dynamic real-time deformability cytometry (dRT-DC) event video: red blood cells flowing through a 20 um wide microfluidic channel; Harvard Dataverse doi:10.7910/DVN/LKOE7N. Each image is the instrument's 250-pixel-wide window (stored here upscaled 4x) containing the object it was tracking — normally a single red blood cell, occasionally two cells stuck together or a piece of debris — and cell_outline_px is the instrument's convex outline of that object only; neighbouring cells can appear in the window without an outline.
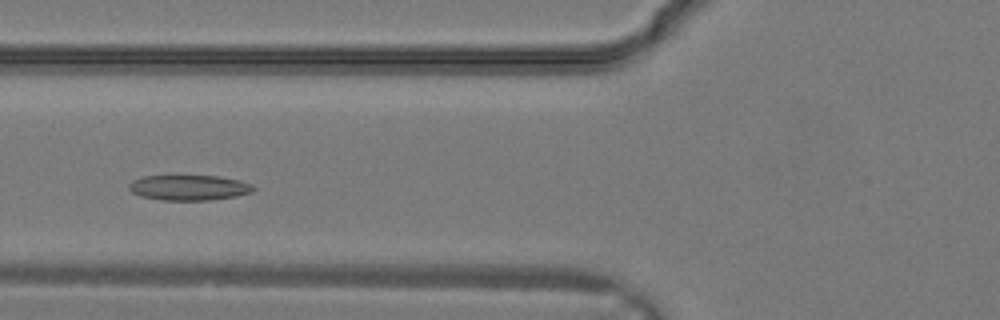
{"species": "common noctule bat (a hibernating species)", "species_latin": "Nyctalus noctula", "temperature_condition": "warm", "stored_images_in_passage": 24, "camera_frame_rate_fps": 3000, "um_per_image_px": 0.085, "animal": {"sex": "male", "body_mass_g": 19.2, "forearm_length_mm": 51.8}, "frame": {"image": 1, "passage_image": 6, "time_ms": 1.667, "image_size_px": [1000, 320], "cell_outline_px": [[256, 188], [252, 192], [236, 196], [208, 200], [164, 200], [140, 196], [132, 192], [128, 188], [128, 184], [132, 180], [144, 176], [220, 176], [240, 180], [252, 184]], "centroid_in_image_um": [16.07, 15.94], "position_along_channel_um": 109.7, "area_um2": 18.38}}
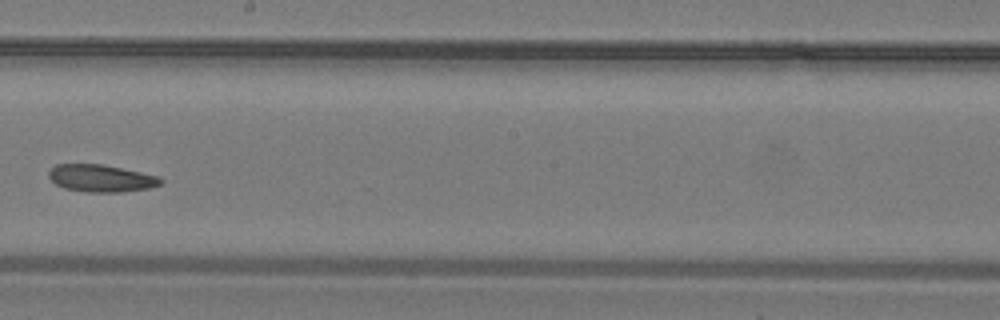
{"frame": {"image": 2, "passage_image": 12, "time_ms": 3.667, "image_size_px": [1000, 320], "cell_outline_px": [[164, 180], [160, 184], [148, 188], [120, 192], [88, 192], [64, 188], [56, 184], [48, 176], [48, 172], [56, 164], [104, 164], [160, 176]], "centroid_in_image_um": [8.61, 15.14], "position_along_channel_um": 239.6, "area_um2": 17.8}}
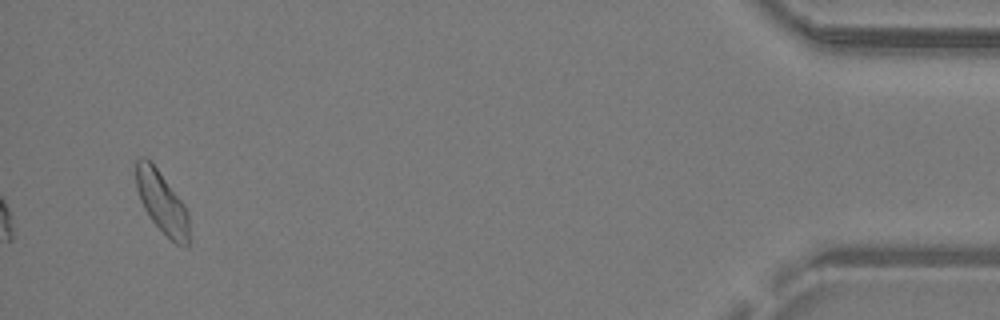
{"frame": {"image": 3, "passage_image": 24, "time_ms": 7.667, "image_size_px": [1000, 320], "cell_outline_px": [[188, 248], [176, 244], [152, 220], [144, 208], [140, 200], [136, 188], [136, 160], [140, 156], [144, 156], [156, 168], [184, 204], [188, 212]], "centroid_in_image_um": [13.75, 17.2], "position_along_channel_um": 421.4, "area_um2": 18.67}}